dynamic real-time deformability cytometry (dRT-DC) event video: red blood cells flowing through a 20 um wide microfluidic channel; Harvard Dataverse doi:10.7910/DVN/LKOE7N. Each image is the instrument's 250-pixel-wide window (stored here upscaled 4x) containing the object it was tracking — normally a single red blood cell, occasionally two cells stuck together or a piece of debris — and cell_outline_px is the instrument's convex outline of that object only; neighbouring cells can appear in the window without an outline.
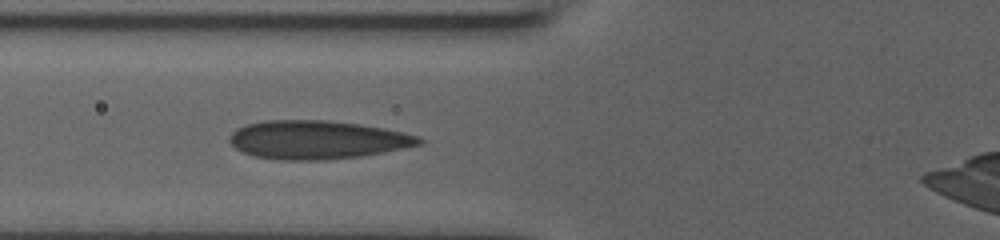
{"species": "human", "species_latin": "Homo sapiens", "temperature_condition": "room temperature", "stored_images_in_passage": 34, "camera_frame_rate_fps": 3000, "um_per_image_px": 0.085, "donor": {"sex": "male"}, "frame": {"image": 1, "passage_image": 6, "time_ms": 1.667, "image_size_px": [1000, 240], "cell_outline_px": [[424, 144], [384, 152], [360, 156], [324, 160], [280, 160], [256, 156], [244, 152], [236, 148], [228, 140], [232, 132], [236, 128], [248, 124], [264, 120], [328, 120], [360, 124], [384, 128], [404, 132], [416, 136], [424, 140]], "centroid_in_image_um": [26.97, 11.88], "position_along_channel_um": 98.8, "area_um2": 42.54}}
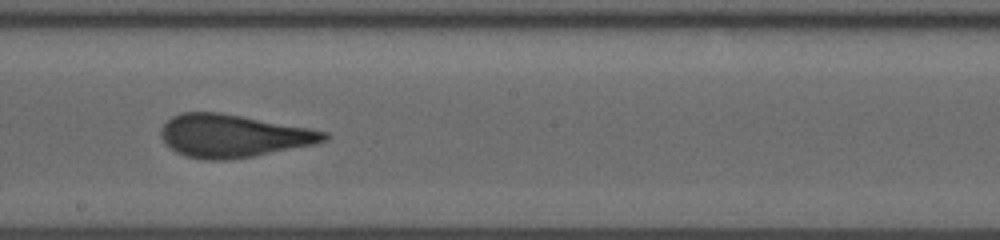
{"frame": {"image": 2, "passage_image": 14, "time_ms": 4.333, "image_size_px": [1000, 240], "cell_outline_px": [[332, 136], [328, 140], [316, 144], [252, 156], [224, 160], [204, 160], [184, 156], [176, 152], [160, 136], [160, 128], [172, 116], [180, 112], [220, 112], [308, 128], [328, 132]], "centroid_in_image_um": [19.82, 11.54], "position_along_channel_um": 228.4, "area_um2": 40.63}}
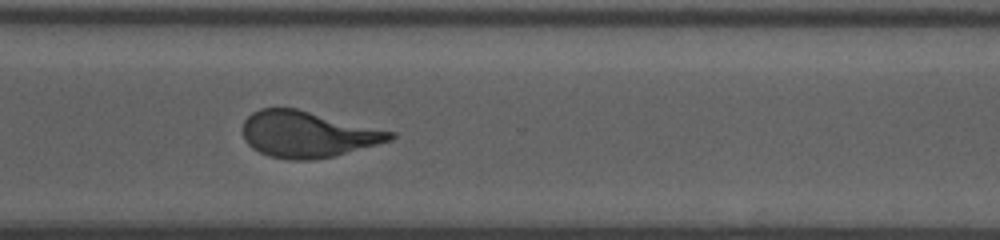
{"frame": {"image": 3, "passage_image": 23, "time_ms": 7.333, "image_size_px": [1000, 240], "cell_outline_px": [[396, 136], [392, 140], [332, 156], [312, 160], [292, 160], [268, 156], [252, 148], [244, 140], [244, 120], [252, 112], [260, 108], [296, 108], [396, 132]], "centroid_in_image_um": [26.14, 11.41], "position_along_channel_um": 344.5, "area_um2": 39.54}}